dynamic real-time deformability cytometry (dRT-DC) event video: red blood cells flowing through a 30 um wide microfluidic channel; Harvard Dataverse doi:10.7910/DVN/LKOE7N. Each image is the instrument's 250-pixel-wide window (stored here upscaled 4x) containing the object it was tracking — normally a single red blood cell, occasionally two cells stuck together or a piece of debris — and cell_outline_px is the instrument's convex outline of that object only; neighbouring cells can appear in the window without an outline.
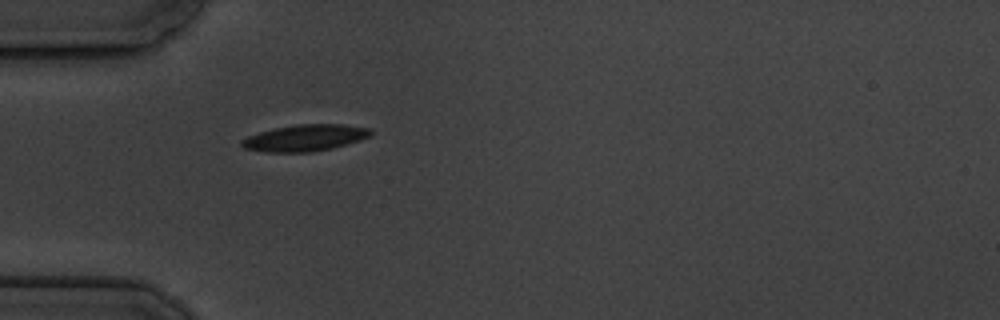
{"species": "common noctule bat (a hibernating species)", "species_latin": "Nyctalus noctula", "temperature_condition": "cold", "stored_images_in_passage": 1, "camera_frame_rate_fps": 3000, "um_per_image_px": 0.085, "animal": {"sex": "male", "body_mass_g": 19.5, "forearm_length_mm": 54.6}, "frame": {"image": 1, "passage_image": 1, "time_ms": 0.0, "image_size_px": [1000, 320], "cell_outline_px": [[372, 132], [368, 136], [360, 140], [332, 148], [312, 152], [264, 152], [244, 148], [240, 144], [240, 140], [248, 136], [260, 132], [276, 128], [296, 124], [344, 124], [372, 128]], "centroid_in_image_um": [25.92, 11.72], "position_along_channel_um": 59.1, "area_um2": 19.94}}